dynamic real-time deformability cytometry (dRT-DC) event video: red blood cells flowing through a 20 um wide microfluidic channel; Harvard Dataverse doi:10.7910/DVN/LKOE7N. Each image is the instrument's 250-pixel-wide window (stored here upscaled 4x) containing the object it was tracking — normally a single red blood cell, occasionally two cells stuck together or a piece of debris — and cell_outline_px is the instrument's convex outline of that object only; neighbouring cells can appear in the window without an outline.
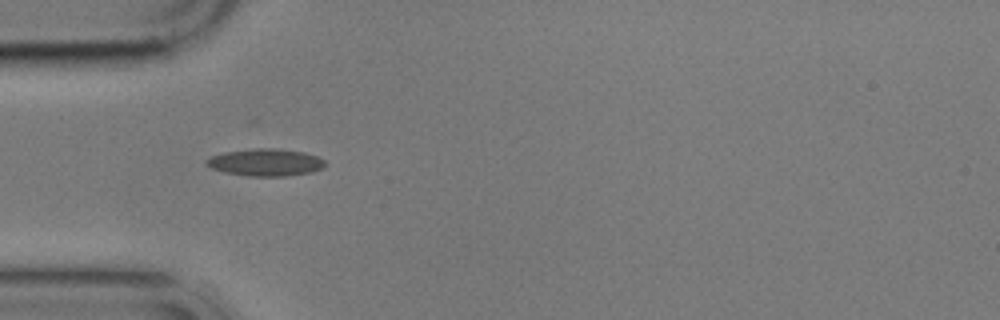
{"species": "common noctule bat (a hibernating species)", "species_latin": "Nyctalus noctula", "temperature_condition": "cold", "stored_images_in_passage": 4, "camera_frame_rate_fps": 3000, "um_per_image_px": 0.085, "animal": {"sex": "male", "body_mass_g": 17.9}, "frame": {"image": 1, "passage_image": 1, "time_ms": 0.0, "image_size_px": [1000, 320], "cell_outline_px": [[324, 168], [312, 172], [288, 176], [248, 176], [224, 172], [212, 168], [204, 164], [204, 160], [212, 156], [224, 152], [256, 148], [276, 148], [304, 152], [316, 156], [324, 160]], "centroid_in_image_um": [22.56, 13.8], "position_along_channel_um": 62.4, "area_um2": 18.9}}
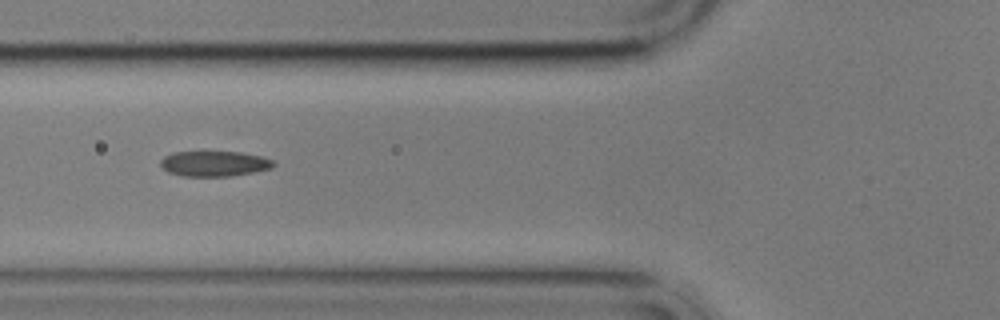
{"frame": {"image": 2, "passage_image": 2, "time_ms": 1.333, "image_size_px": [1000, 320], "cell_outline_px": [[276, 164], [272, 168], [232, 176], [184, 176], [168, 172], [160, 164], [160, 160], [164, 156], [172, 152], [240, 152], [260, 156], [272, 160]], "centroid_in_image_um": [18.2, 13.91], "position_along_channel_um": 107.6, "area_um2": 16.59}}
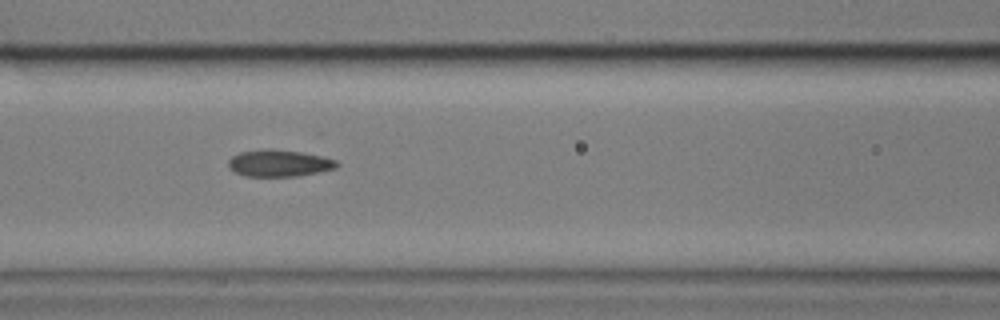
{"frame": {"image": 3, "passage_image": 3, "time_ms": 2.333, "image_size_px": [1000, 320], "cell_outline_px": [[340, 164], [336, 168], [296, 176], [244, 176], [228, 168], [228, 160], [232, 156], [240, 152], [264, 148], [272, 148], [300, 152], [324, 156], [336, 160]], "centroid_in_image_um": [23.7, 13.85], "position_along_channel_um": 142.9, "area_um2": 17.05}}